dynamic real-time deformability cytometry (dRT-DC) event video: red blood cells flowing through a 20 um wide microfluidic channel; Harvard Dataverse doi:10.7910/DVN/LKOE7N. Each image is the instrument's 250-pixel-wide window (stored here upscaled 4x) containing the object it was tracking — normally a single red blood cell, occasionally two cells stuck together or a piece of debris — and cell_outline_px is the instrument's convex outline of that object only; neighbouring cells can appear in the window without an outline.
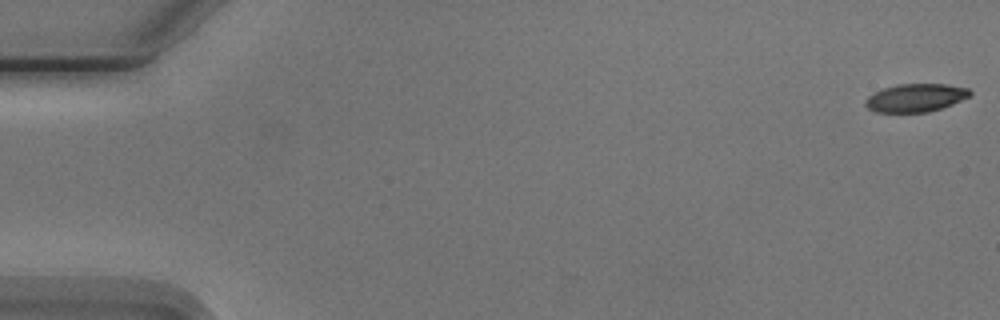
{"species": "Egyptian fruit bat (a non-hibernating species)", "species_latin": "Rousettus aegyptiacus", "temperature_condition": "cold", "stored_images_in_passage": 7, "camera_frame_rate_fps": 3000, "um_per_image_px": 0.085, "animal": {"sex": "male"}, "frame": {"image": 1, "passage_image": 1, "time_ms": 0.0, "image_size_px": [1000, 320], "cell_outline_px": [[972, 96], [952, 104], [928, 112], [876, 112], [868, 108], [864, 104], [864, 100], [868, 96], [884, 88], [900, 84], [948, 84], [968, 88], [972, 92]], "centroid_in_image_um": [77.85, 8.31], "position_along_channel_um": 7.1, "area_um2": 17.11}}
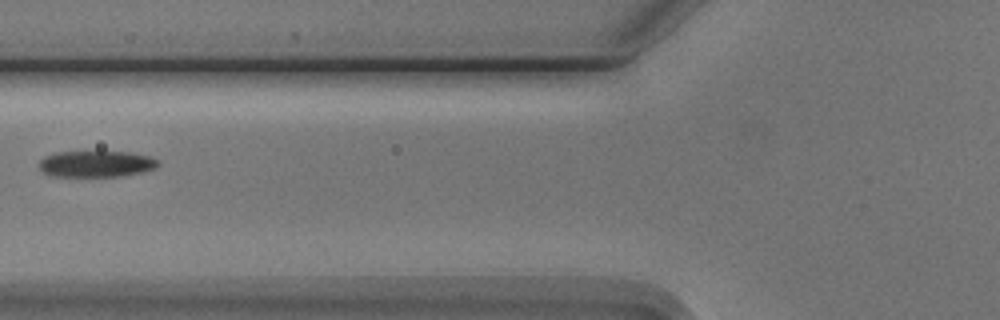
{"frame": {"image": 2, "passage_image": 6, "time_ms": 7.0, "image_size_px": [1000, 320], "cell_outline_px": [[160, 164], [156, 168], [140, 172], [120, 176], [52, 176], [44, 172], [40, 168], [40, 160], [44, 156], [56, 152], [128, 152], [148, 156], [160, 160]], "centroid_in_image_um": [8.19, 13.93], "position_along_channel_um": 117.6, "area_um2": 18.09}}
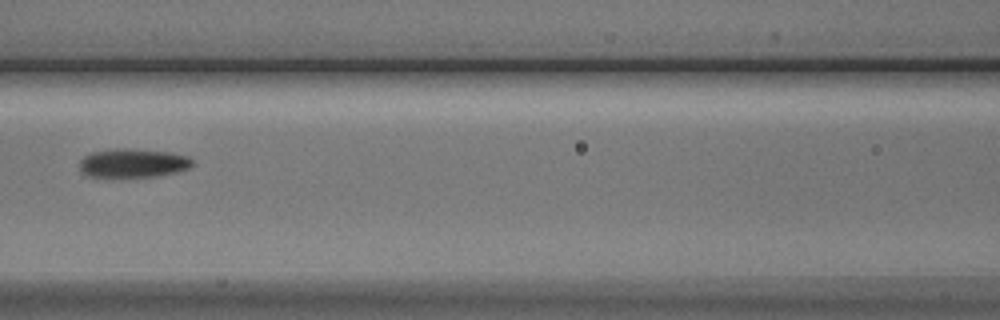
{"frame": {"image": 3, "passage_image": 7, "time_ms": 8.0, "image_size_px": [1000, 320], "cell_outline_px": [[196, 164], [180, 172], [156, 176], [88, 176], [80, 168], [80, 160], [84, 156], [92, 152], [112, 148], [124, 148], [172, 152], [188, 156]], "centroid_in_image_um": [11.37, 13.84], "position_along_channel_um": 155.2, "area_um2": 18.96}}